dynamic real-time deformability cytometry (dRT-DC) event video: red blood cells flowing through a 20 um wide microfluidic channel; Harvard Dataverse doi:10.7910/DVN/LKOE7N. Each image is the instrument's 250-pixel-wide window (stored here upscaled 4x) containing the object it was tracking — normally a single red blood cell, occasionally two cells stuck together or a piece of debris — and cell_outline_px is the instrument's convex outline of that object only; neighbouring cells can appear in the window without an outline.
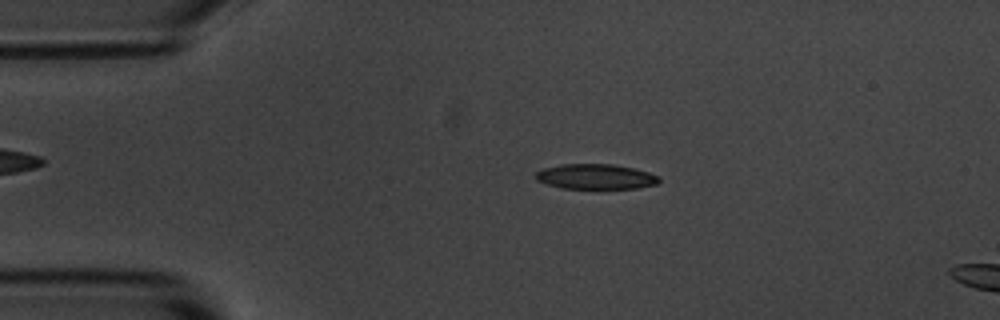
{"species": "common noctule bat (a hibernating species)", "species_latin": "Nyctalus noctula", "temperature_condition": "room temperature", "stored_images_in_passage": 3, "camera_frame_rate_fps": 3000, "um_per_image_px": 0.085, "animal": {"sex": "male", "body_mass_g": 20.1, "forearm_length_mm": 53.5}, "frame": {"image": 1, "passage_image": 2, "time_ms": 1.0, "image_size_px": [1000, 320], "cell_outline_px": [[660, 180], [656, 184], [636, 188], [560, 188], [544, 184], [536, 180], [536, 172], [544, 168], [560, 164], [612, 164], [632, 168], [648, 172], [660, 176]], "centroid_in_image_um": [50.6, 15.01], "position_along_channel_um": 34.4, "area_um2": 18.03}}